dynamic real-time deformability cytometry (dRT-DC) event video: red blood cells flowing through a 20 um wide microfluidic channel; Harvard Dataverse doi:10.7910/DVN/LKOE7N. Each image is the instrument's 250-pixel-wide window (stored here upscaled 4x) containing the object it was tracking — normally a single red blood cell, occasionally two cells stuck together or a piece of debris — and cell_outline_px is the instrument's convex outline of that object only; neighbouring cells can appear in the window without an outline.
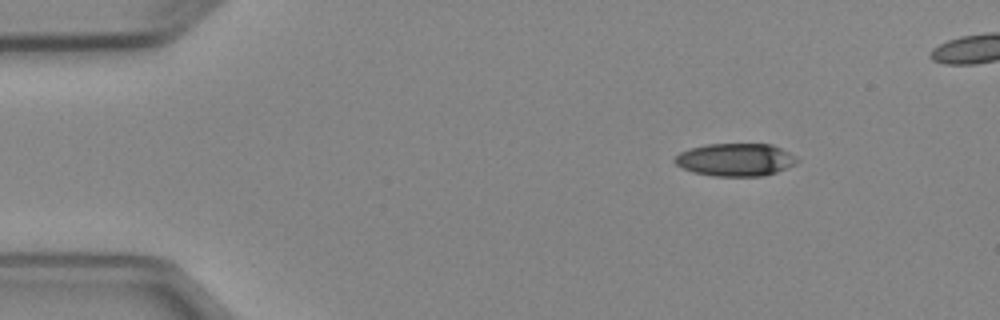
{"species": "Egyptian fruit bat (a non-hibernating species)", "species_latin": "Rousettus aegyptiacus", "temperature_condition": "cold", "stored_images_in_passage": 5, "camera_frame_rate_fps": 3000, "um_per_image_px": 0.085, "animal": {"sex": "female"}, "frame": {"image": 1, "passage_image": 1, "time_ms": 0.0, "image_size_px": [1000, 320], "cell_outline_px": [[800, 160], [796, 164], [776, 172], [764, 176], [712, 176], [692, 172], [676, 164], [672, 160], [680, 152], [688, 148], [708, 144], [772, 144], [796, 156]], "centroid_in_image_um": [62.51, 13.58], "position_along_channel_um": 22.5, "area_um2": 23.47}}
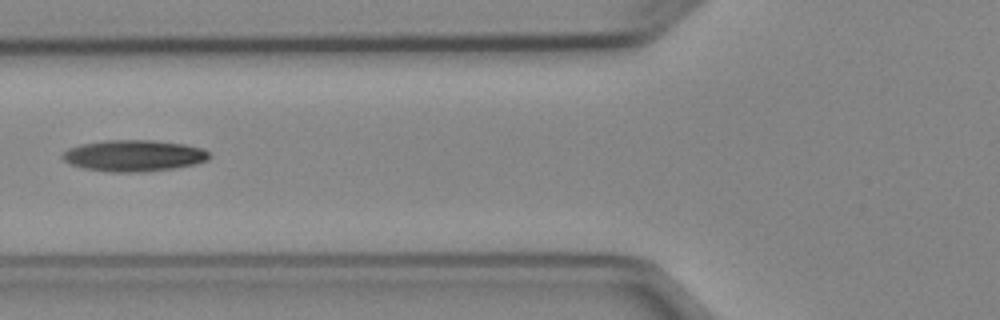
{"frame": {"image": 2, "passage_image": 4, "time_ms": 4.333, "image_size_px": [1000, 320], "cell_outline_px": [[212, 156], [208, 160], [196, 164], [176, 168], [144, 172], [108, 172], [84, 168], [68, 164], [60, 156], [68, 148], [80, 144], [104, 140], [152, 140], [184, 144], [204, 148]], "centroid_in_image_um": [11.38, 13.23], "position_along_channel_um": 114.4, "area_um2": 27.22}}